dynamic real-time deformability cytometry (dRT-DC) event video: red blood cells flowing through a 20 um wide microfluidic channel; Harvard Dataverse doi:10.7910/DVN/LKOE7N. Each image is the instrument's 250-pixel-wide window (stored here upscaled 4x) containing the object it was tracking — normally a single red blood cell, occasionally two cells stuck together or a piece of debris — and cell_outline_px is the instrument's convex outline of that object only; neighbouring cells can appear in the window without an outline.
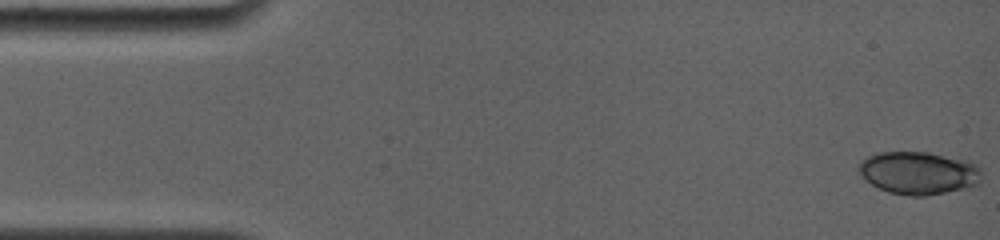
{"species": "common noctule bat (a hibernating species)", "species_latin": "Nyctalus noctula", "temperature_condition": "room temperature", "stored_images_in_passage": 5, "camera_frame_rate_fps": 4000, "um_per_image_px": 0.085, "animal": {"sex": "female", "body_mass_g": 19.0, "forearm_length_mm": 56.7}, "frame": {"image": 1, "passage_image": 1, "time_ms": 0.0, "image_size_px": [1000, 240], "cell_outline_px": [[980, 184], [964, 188], [924, 196], [912, 196], [888, 192], [864, 180], [860, 176], [860, 160], [868, 156], [880, 152], [928, 152], [968, 160], [976, 164], [980, 168]], "centroid_in_image_um": [78.08, 14.69], "position_along_channel_um": 6.9, "area_um2": 30.58}}
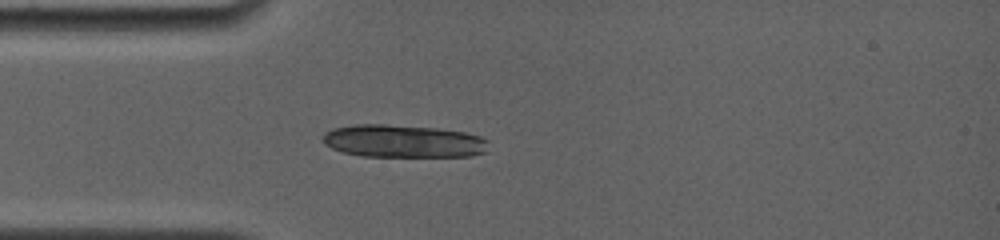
{"frame": {"image": 2, "passage_image": 5, "time_ms": 4.25, "image_size_px": [1000, 240], "cell_outline_px": [[488, 140], [484, 152], [472, 156], [360, 156], [344, 152], [332, 148], [324, 144], [320, 140], [324, 132], [332, 128], [352, 124], [384, 124], [436, 128], [464, 132], [480, 136]], "centroid_in_image_um": [34.2, 11.99], "position_along_channel_um": 50.8, "area_um2": 31.73}}